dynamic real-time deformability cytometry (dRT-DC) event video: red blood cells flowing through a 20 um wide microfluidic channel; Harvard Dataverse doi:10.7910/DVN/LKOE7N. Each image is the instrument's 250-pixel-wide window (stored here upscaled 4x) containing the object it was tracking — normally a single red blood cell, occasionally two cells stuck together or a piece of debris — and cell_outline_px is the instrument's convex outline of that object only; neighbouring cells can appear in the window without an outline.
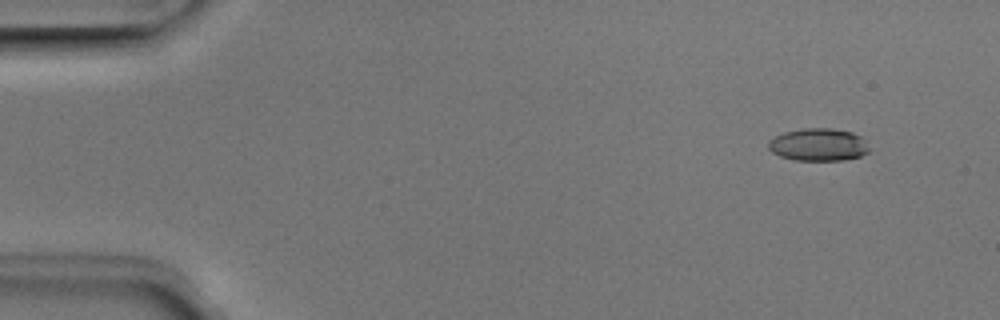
{"species": "Egyptian fruit bat (a non-hibernating species)", "species_latin": "Rousettus aegyptiacus", "temperature_condition": "room temperature", "stored_images_in_passage": 4, "camera_frame_rate_fps": 3000, "um_per_image_px": 0.085, "animal": {"sex": "male"}, "frame": {"image": 1, "passage_image": 1, "time_ms": 0.0, "image_size_px": [1000, 320], "cell_outline_px": [[868, 152], [860, 156], [844, 160], [796, 160], [780, 156], [772, 152], [768, 148], [768, 140], [784, 132], [800, 128], [832, 128], [852, 132], [860, 136], [868, 148]], "centroid_in_image_um": [69.53, 12.29], "position_along_channel_um": 15.5, "area_um2": 19.07}}
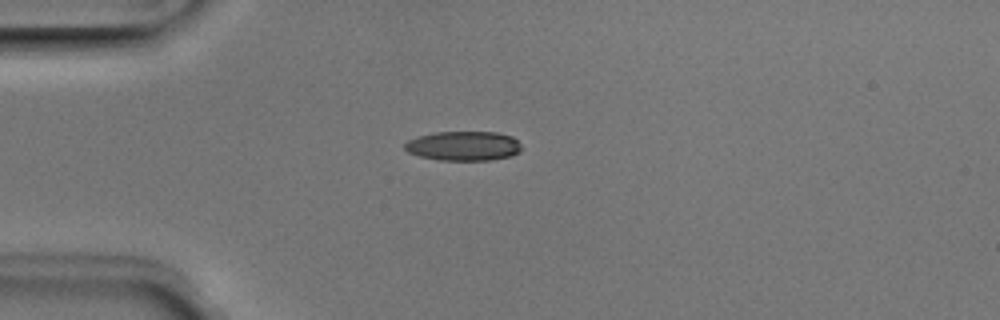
{"frame": {"image": 2, "passage_image": 3, "time_ms": 0.667, "image_size_px": [1000, 320], "cell_outline_px": [[520, 152], [512, 156], [492, 160], [440, 160], [420, 156], [408, 152], [404, 148], [404, 144], [408, 140], [416, 136], [436, 132], [496, 132], [512, 136], [520, 144]], "centroid_in_image_um": [39.4, 12.4], "position_along_channel_um": 45.6, "area_um2": 20.11}}